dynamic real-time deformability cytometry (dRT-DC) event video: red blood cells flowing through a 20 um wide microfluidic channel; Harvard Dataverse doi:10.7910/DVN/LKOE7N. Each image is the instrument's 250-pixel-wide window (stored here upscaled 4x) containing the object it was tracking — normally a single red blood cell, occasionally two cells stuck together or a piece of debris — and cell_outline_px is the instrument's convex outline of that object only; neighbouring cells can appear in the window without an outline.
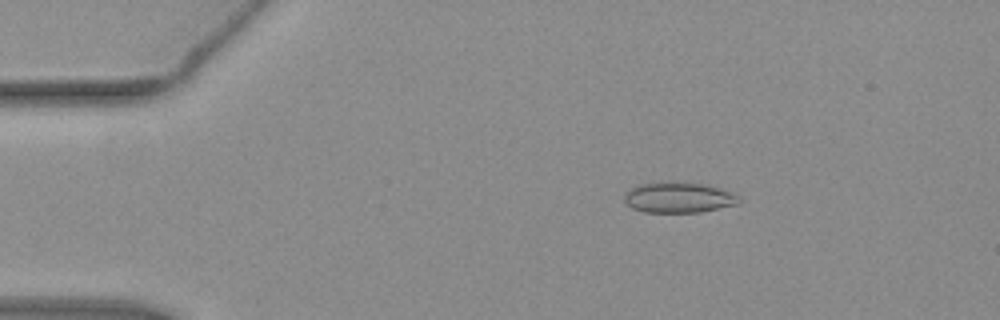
{"species": "common noctule bat (a hibernating species)", "species_latin": "Nyctalus noctula", "temperature_condition": "warm", "stored_images_in_passage": 55, "camera_frame_rate_fps": 3000, "um_per_image_px": 0.085, "animal": {"sex": "female", "body_mass_g": 19.3, "forearm_length_mm": 54.1}, "frame": {"image": 1, "passage_image": 10, "time_ms": 3.0, "image_size_px": [1000, 320], "cell_outline_px": [[740, 204], [700, 212], [644, 212], [632, 208], [624, 200], [624, 196], [632, 188], [640, 184], [704, 184], [720, 188], [736, 196], [740, 200]], "centroid_in_image_um": [57.7, 16.83], "position_along_channel_um": 27.3, "area_um2": 19.54}}
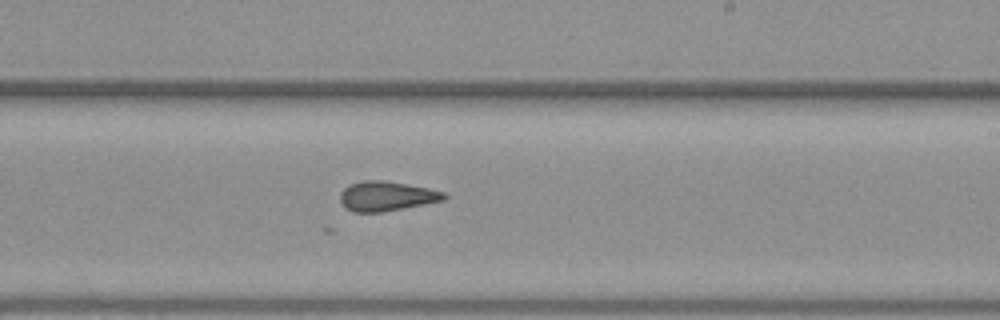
{"frame": {"image": 2, "passage_image": 33, "time_ms": 10.667, "image_size_px": [1000, 320], "cell_outline_px": [[448, 196], [444, 200], [404, 208], [380, 212], [352, 212], [340, 200], [340, 192], [348, 184], [364, 180], [384, 180], [428, 188], [444, 192]], "centroid_in_image_um": [32.85, 16.66], "position_along_channel_um": 256.2, "area_um2": 17.86}}
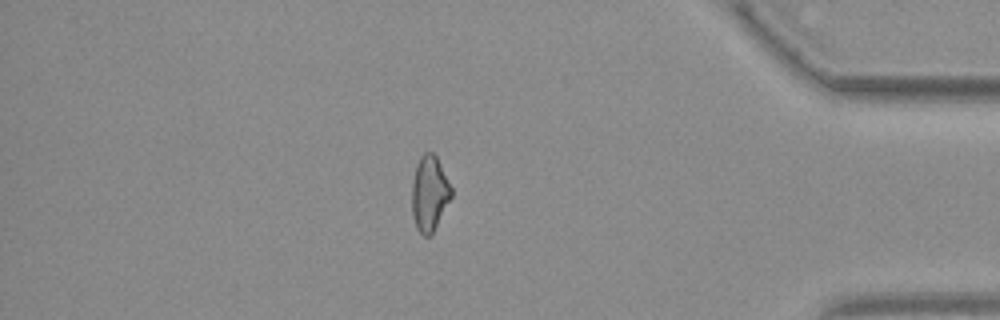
{"frame": {"image": 3, "passage_image": 47, "time_ms": 15.333, "image_size_px": [1000, 320], "cell_outline_px": [[452, 196], [432, 236], [424, 236], [416, 228], [412, 212], [412, 180], [416, 164], [420, 156], [424, 152], [432, 152], [436, 156], [452, 188]], "centroid_in_image_um": [36.5, 16.46], "position_along_channel_um": 398.7, "area_um2": 17.46}, "authors_computed_cell_mechanics": {"area_um2": 18.785, "velocity_mm_per_s": 3.8244, "shape_relaxation_time_tau1_ms": null, "shape_relaxation_time_tau2_ms": 2.0938, "deformation_change_tau1": null, "deformation_change_tau2": 0.0963}}